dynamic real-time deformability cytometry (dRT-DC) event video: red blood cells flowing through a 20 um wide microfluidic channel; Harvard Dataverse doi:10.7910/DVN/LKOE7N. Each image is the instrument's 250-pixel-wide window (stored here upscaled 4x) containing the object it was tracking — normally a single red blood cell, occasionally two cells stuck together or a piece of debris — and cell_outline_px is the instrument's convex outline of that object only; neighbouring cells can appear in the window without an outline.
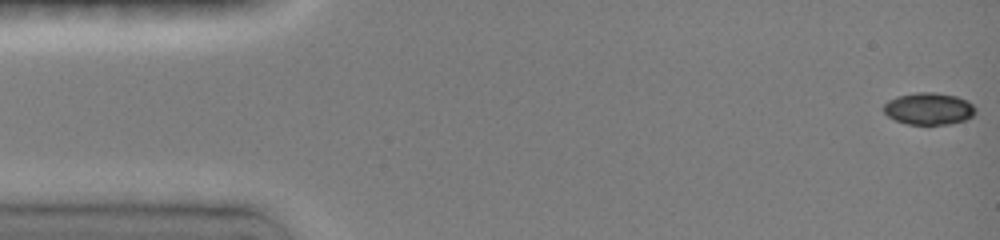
{"species": "common noctule bat (a hibernating species)", "species_latin": "Nyctalus noctula", "temperature_condition": "room temperature", "stored_images_in_passage": 55, "camera_frame_rate_fps": 3000, "um_per_image_px": 0.085, "animal": {"sex": "female", "body_mass_g": 19.0, "forearm_length_mm": 51.5}, "frame": {"image": 1, "passage_image": 1, "time_ms": 0.0, "image_size_px": [1000, 240], "cell_outline_px": [[976, 112], [972, 116], [964, 120], [948, 124], [908, 124], [896, 120], [888, 116], [884, 112], [884, 104], [888, 100], [896, 96], [916, 92], [932, 92], [956, 96], [968, 100], [976, 108]], "centroid_in_image_um": [78.95, 9.23], "position_along_channel_um": 6.0, "area_um2": 17.11}}
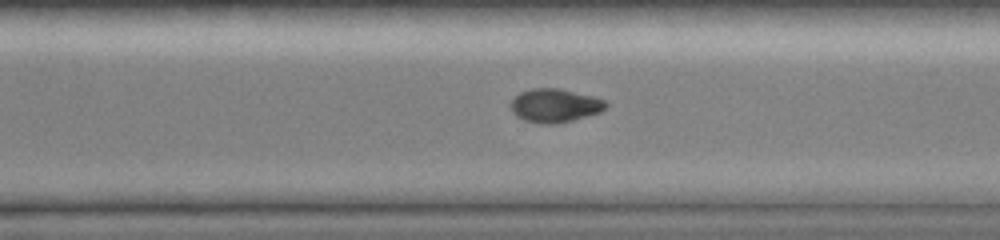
{"frame": {"image": 2, "passage_image": 39, "time_ms": 11.0, "image_size_px": [1000, 240], "cell_outline_px": [[608, 104], [600, 112], [572, 120], [556, 124], [540, 124], [524, 120], [516, 116], [512, 112], [512, 100], [520, 92], [532, 88], [556, 88], [592, 96], [604, 100]], "centroid_in_image_um": [47.14, 8.98], "position_along_channel_um": 323.5, "area_um2": 18.38}}
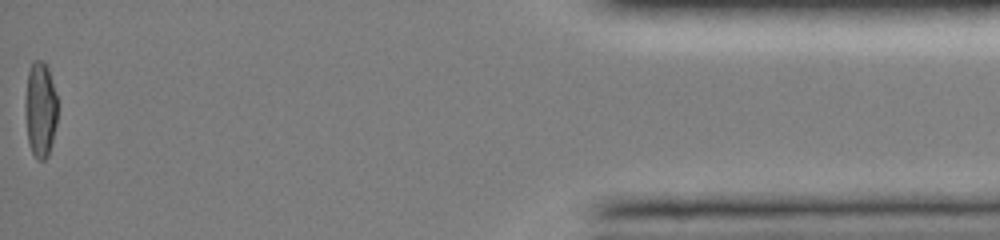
{"frame": {"image": 3, "passage_image": 55, "time_ms": 15.667, "image_size_px": [1000, 240], "cell_outline_px": [[56, 124], [48, 156], [44, 160], [36, 160], [32, 152], [28, 140], [24, 104], [28, 72], [32, 64], [36, 60], [40, 60], [48, 68], [56, 96]], "centroid_in_image_um": [3.41, 9.34], "position_along_channel_um": 431.8, "area_um2": 17.69}, "authors_computed_cell_mechanics": {"area_um2": 18.5538, "velocity_mm_per_s": 4.0279, "shape_relaxation_time_tau1_ms": 8.8118, "shape_relaxation_time_tau2_ms": 3.7393, "deformation_change_tau1": 0.2487, "deformation_change_tau2": 0.0463}}